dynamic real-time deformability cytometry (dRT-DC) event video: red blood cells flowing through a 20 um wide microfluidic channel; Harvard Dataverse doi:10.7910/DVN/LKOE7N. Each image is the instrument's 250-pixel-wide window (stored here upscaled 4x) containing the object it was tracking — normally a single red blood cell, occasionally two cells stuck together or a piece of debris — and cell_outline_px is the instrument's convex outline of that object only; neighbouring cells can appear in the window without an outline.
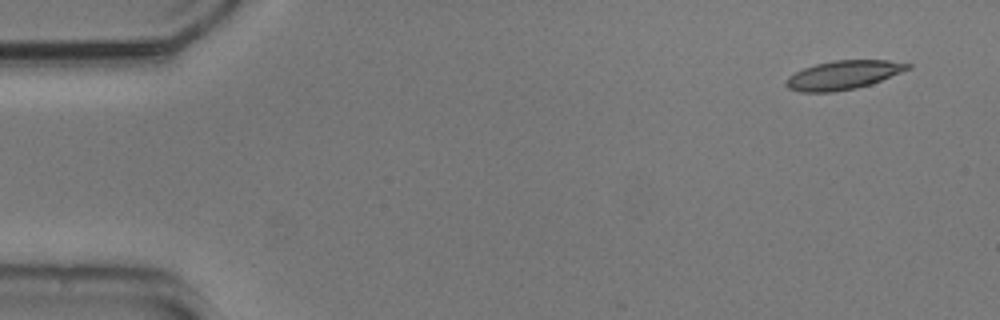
{"species": "common noctule bat (a hibernating species)", "species_latin": "Nyctalus noctula", "temperature_condition": "cold", "stored_images_in_passage": 51, "camera_frame_rate_fps": 3000, "um_per_image_px": 0.085, "animal": {"sex": "male", "body_mass_g": 20.5, "forearm_length_mm": 52.5}, "frame": {"image": 1, "passage_image": 1, "time_ms": 0.0, "image_size_px": [1000, 320], "cell_outline_px": [[912, 68], [872, 84], [856, 88], [832, 92], [800, 92], [788, 88], [784, 84], [788, 76], [804, 68], [816, 64], [832, 60], [888, 60], [912, 64]], "centroid_in_image_um": [71.69, 6.37], "position_along_channel_um": 13.3, "area_um2": 20.52}}
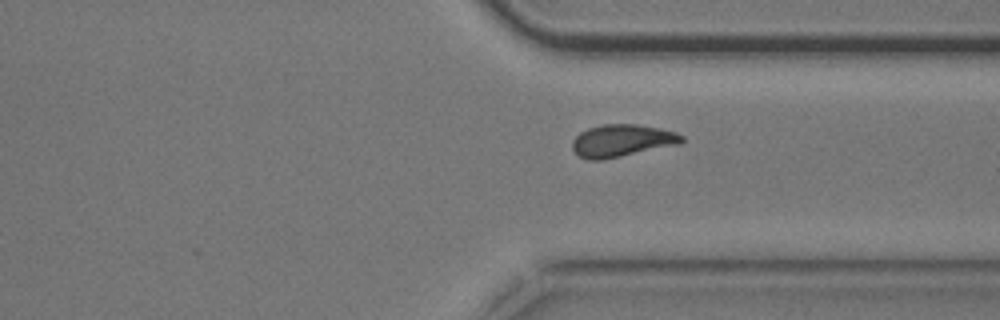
{"frame": {"image": 2, "passage_image": 38, "time_ms": 12.333, "image_size_px": [1000, 320], "cell_outline_px": [[684, 140], [680, 144], [604, 160], [588, 160], [580, 156], [572, 148], [572, 140], [580, 132], [588, 128], [604, 124], [636, 124], [660, 128], [676, 132], [684, 136]], "centroid_in_image_um": [52.88, 11.96], "position_along_channel_um": 358.5, "area_um2": 20.75}}
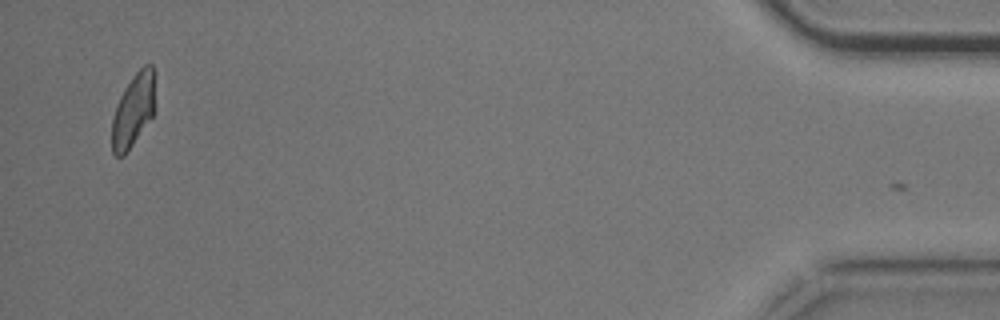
{"frame": {"image": 3, "passage_image": 50, "time_ms": 16.333, "image_size_px": [1000, 320], "cell_outline_px": [[156, 112], [124, 156], [116, 156], [112, 152], [112, 120], [116, 104], [124, 88], [132, 76], [144, 64], [152, 64]], "centroid_in_image_um": [11.34, 9.37], "position_along_channel_um": 423.9, "area_um2": 18.61}, "authors_computed_cell_mechanics": {"area_um2": 20.519, "velocity_mm_per_s": 3.7207, "shape_relaxation_time_tau1_ms": 9.3176, "shape_relaxation_time_tau2_ms": 3.0446, "deformation_change_tau1": 0.2014, "deformation_change_tau2": 0.1078}}